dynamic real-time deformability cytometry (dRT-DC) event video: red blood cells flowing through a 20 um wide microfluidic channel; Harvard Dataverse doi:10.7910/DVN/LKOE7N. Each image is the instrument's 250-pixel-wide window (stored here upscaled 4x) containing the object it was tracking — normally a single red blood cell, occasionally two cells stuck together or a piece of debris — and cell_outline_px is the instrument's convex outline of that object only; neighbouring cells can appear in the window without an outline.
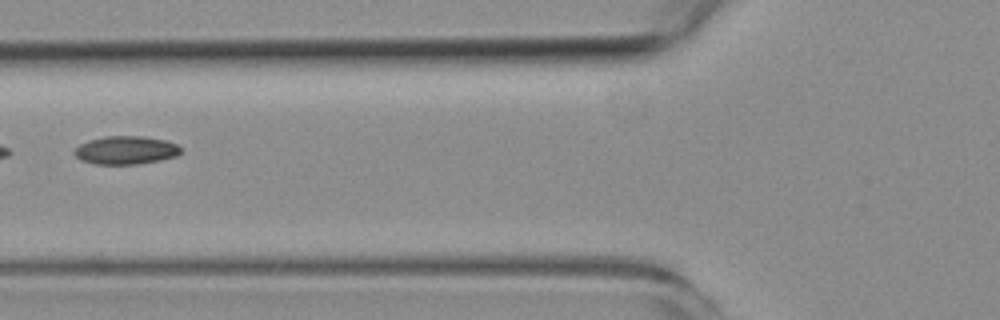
{"species": "common noctule bat (a hibernating species)", "species_latin": "Nyctalus noctula", "temperature_condition": "room temperature", "stored_images_in_passage": 8, "camera_frame_rate_fps": 3000, "um_per_image_px": 0.085, "animal": {"sex": "female", "body_mass_g": 19.3, "forearm_length_mm": 54.1}, "frame": {"image": 1, "passage_image": 4, "time_ms": 6.0, "image_size_px": [1000, 320], "cell_outline_px": [[180, 152], [176, 156], [160, 160], [136, 164], [96, 164], [80, 160], [72, 152], [80, 144], [88, 140], [104, 136], [140, 136], [164, 140], [176, 144], [180, 148]], "centroid_in_image_um": [10.65, 12.76], "position_along_channel_um": 115.2, "area_um2": 17.4}}
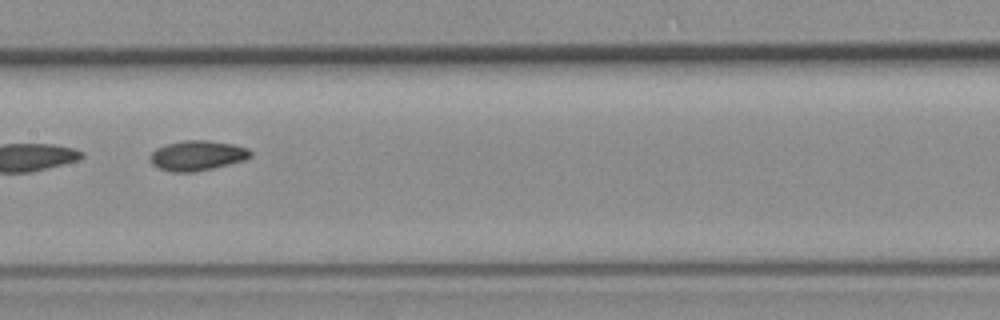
{"frame": {"image": 2, "passage_image": 6, "time_ms": 8.0, "image_size_px": [1000, 320], "cell_outline_px": [[252, 156], [244, 160], [212, 168], [192, 172], [172, 172], [160, 168], [152, 164], [148, 156], [156, 148], [168, 144], [184, 140], [208, 140], [232, 144], [248, 148], [252, 152]], "centroid_in_image_um": [16.76, 13.21], "position_along_channel_um": 190.6, "area_um2": 17.46}}
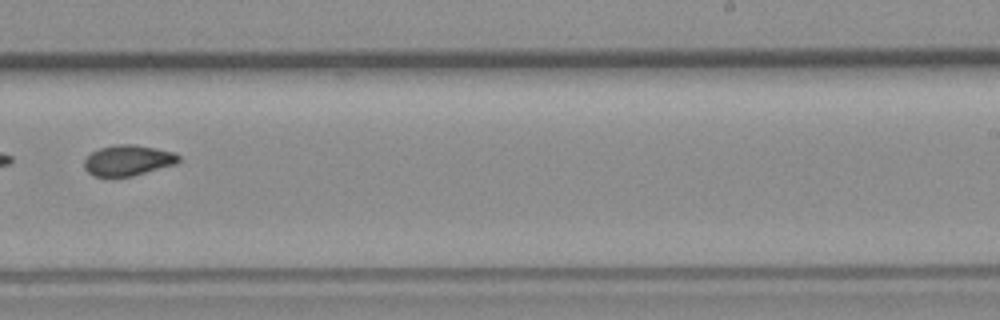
{"frame": {"image": 3, "passage_image": 8, "time_ms": 10.333, "image_size_px": [1000, 320], "cell_outline_px": [[180, 160], [176, 164], [132, 176], [112, 180], [92, 176], [84, 168], [84, 160], [92, 152], [100, 148], [116, 144], [132, 144], [156, 148], [172, 152], [180, 156]], "centroid_in_image_um": [10.83, 13.68], "position_along_channel_um": 278.2, "area_um2": 17.34}}